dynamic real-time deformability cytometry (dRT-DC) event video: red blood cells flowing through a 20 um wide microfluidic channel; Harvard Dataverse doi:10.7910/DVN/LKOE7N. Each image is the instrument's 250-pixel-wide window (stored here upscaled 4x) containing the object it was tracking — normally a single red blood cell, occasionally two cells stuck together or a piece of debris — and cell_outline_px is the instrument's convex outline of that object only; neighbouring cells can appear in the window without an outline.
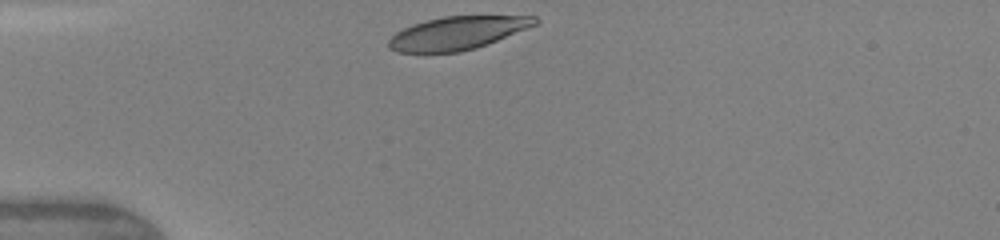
{"species": "human", "species_latin": "Homo sapiens", "temperature_condition": "warm", "stored_images_in_passage": 3, "camera_frame_rate_fps": 3000, "um_per_image_px": 0.085, "donor": {"sex": "female"}, "frame": {"image": 1, "passage_image": 1, "time_ms": 0.0, "image_size_px": [1000, 240], "cell_outline_px": [[540, 20], [536, 24], [476, 48], [460, 52], [396, 52], [388, 48], [388, 40], [396, 32], [412, 24], [444, 16], [536, 16]], "centroid_in_image_um": [38.83, 2.81], "position_along_channel_um": 46.2, "area_um2": 27.86}}